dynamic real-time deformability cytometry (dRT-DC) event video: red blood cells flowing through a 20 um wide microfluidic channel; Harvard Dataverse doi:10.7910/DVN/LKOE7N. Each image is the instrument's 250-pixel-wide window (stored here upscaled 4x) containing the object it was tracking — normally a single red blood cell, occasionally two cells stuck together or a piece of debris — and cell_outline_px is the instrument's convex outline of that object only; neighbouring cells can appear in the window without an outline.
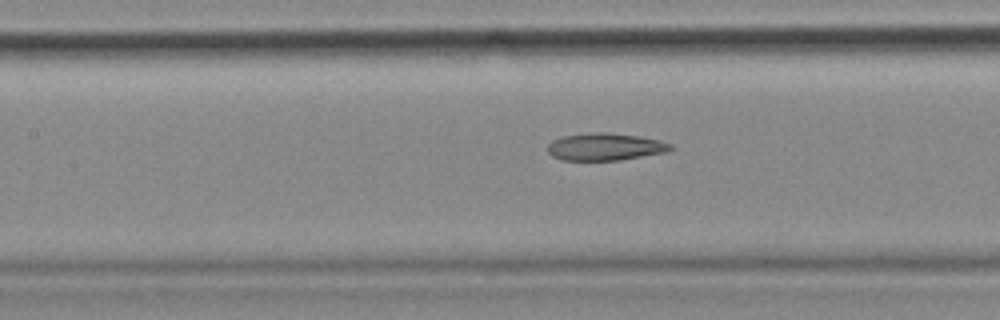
{"species": "common noctule bat (a hibernating species)", "species_latin": "Nyctalus noctula", "temperature_condition": "cold", "stored_images_in_passage": 55, "camera_frame_rate_fps": 3000, "um_per_image_px": 0.085, "animal": {"sex": "female", "body_mass_g": 18.4}, "frame": {"image": 1, "passage_image": 24, "time_ms": 7.667, "image_size_px": [1000, 320], "cell_outline_px": [[672, 148], [664, 152], [620, 160], [564, 160], [552, 156], [548, 152], [548, 144], [552, 140], [564, 136], [592, 132], [608, 132], [640, 136], [660, 140], [672, 144]], "centroid_in_image_um": [51.42, 12.47], "position_along_channel_um": 156.0, "area_um2": 19.48}, "authors_computed_cell_mechanics": {"area_um2": 20.519, "velocity_mm_per_s": 3.6132, "shape_relaxation_time_tau1_ms": null, "shape_relaxation_time_tau2_ms": 3.0162, "deformation_change_tau1": null, "deformation_change_tau2": 0.1171}}